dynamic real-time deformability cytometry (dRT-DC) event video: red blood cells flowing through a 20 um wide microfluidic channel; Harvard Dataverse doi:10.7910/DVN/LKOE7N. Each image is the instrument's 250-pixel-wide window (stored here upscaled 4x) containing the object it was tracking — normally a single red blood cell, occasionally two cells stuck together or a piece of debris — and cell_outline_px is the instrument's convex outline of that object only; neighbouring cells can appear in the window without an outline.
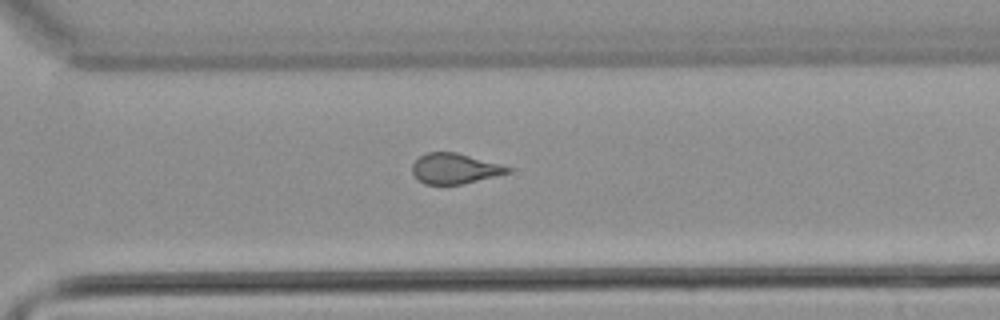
{"species": "common noctule bat (a hibernating species)", "species_latin": "Nyctalus noctula", "temperature_condition": "warm", "stored_images_in_passage": 34, "camera_frame_rate_fps": 3000, "um_per_image_px": 0.085, "animal": {"sex": "male", "body_mass_g": 21.5, "forearm_length_mm": 52.0}, "frame": {"image": 1, "passage_image": 29, "time_ms": 9.333, "image_size_px": [1000, 320], "cell_outline_px": [[512, 172], [460, 184], [424, 184], [412, 172], [412, 164], [420, 156], [428, 152], [456, 152], [500, 164], [512, 168]], "centroid_in_image_um": [38.65, 14.32], "position_along_channel_um": 332.0, "area_um2": 16.65}}